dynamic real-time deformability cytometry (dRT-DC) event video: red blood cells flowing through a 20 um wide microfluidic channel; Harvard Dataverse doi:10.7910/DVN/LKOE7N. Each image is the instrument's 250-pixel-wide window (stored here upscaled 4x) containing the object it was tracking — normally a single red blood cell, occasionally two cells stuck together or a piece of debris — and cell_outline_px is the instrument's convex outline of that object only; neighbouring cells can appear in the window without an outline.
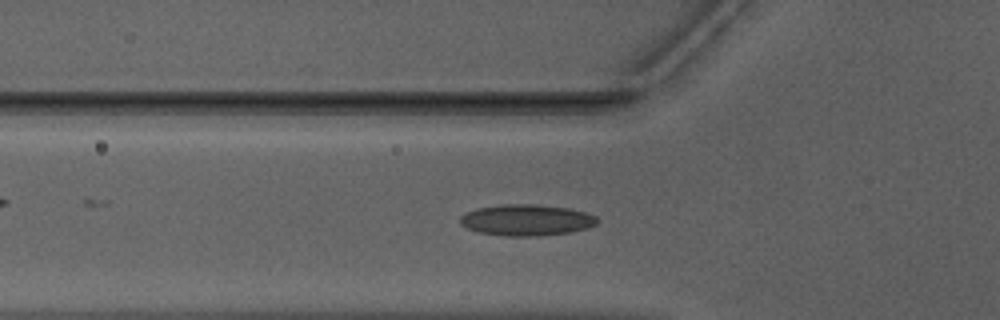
{"species": "Egyptian fruit bat (a non-hibernating species)", "species_latin": "Rousettus aegyptiacus", "temperature_condition": "warm", "stored_images_in_passage": 22, "camera_frame_rate_fps": 3000, "um_per_image_px": 0.085, "animal": {"sex": "male"}, "frame": {"image": 1, "passage_image": 2, "time_ms": 0.333, "image_size_px": [1000, 320], "cell_outline_px": [[596, 224], [588, 228], [568, 232], [536, 236], [504, 236], [480, 232], [468, 228], [460, 224], [460, 216], [476, 208], [500, 204], [532, 204], [568, 208], [584, 212], [596, 216]], "centroid_in_image_um": [44.72, 18.7], "position_along_channel_um": 81.1, "area_um2": 24.74}}
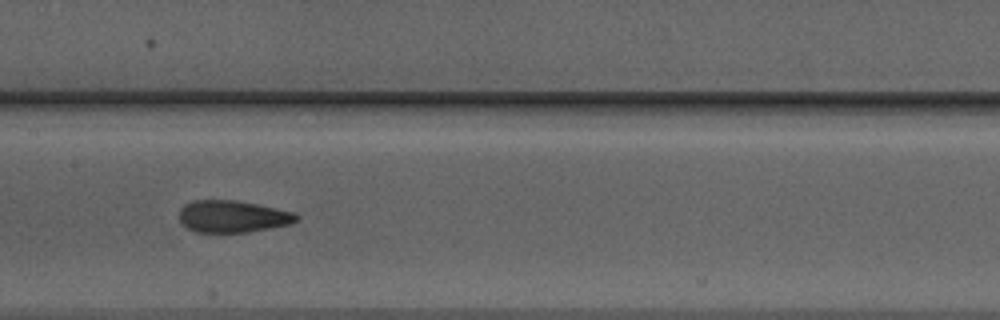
{"frame": {"image": 2, "passage_image": 10, "time_ms": 3.0, "image_size_px": [1000, 320], "cell_outline_px": [[300, 216], [296, 220], [288, 224], [248, 232], [196, 232], [188, 228], [180, 220], [180, 208], [184, 204], [192, 200], [232, 200], [256, 204], [276, 208], [292, 212]], "centroid_in_image_um": [19.73, 18.39], "position_along_channel_um": 187.7, "area_um2": 21.56}}
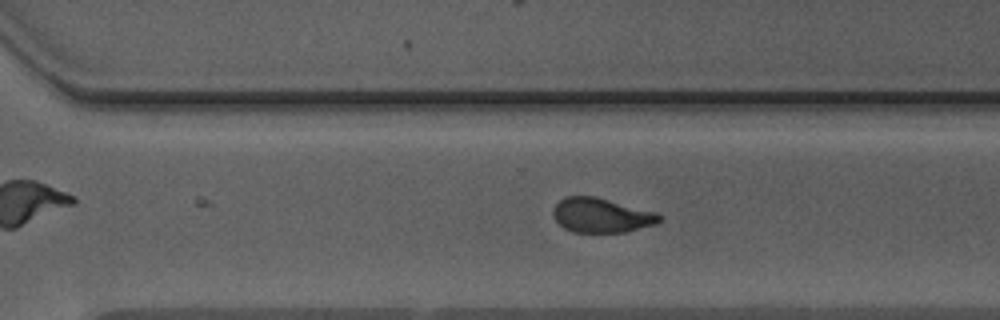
{"frame": {"image": 3, "passage_image": 20, "time_ms": 6.333, "image_size_px": [1000, 320], "cell_outline_px": [[660, 220], [656, 224], [624, 232], [572, 232], [564, 228], [552, 216], [552, 208], [564, 196], [596, 196], [656, 212], [660, 216]], "centroid_in_image_um": [51.08, 18.29], "position_along_channel_um": 319.5, "area_um2": 21.39}}